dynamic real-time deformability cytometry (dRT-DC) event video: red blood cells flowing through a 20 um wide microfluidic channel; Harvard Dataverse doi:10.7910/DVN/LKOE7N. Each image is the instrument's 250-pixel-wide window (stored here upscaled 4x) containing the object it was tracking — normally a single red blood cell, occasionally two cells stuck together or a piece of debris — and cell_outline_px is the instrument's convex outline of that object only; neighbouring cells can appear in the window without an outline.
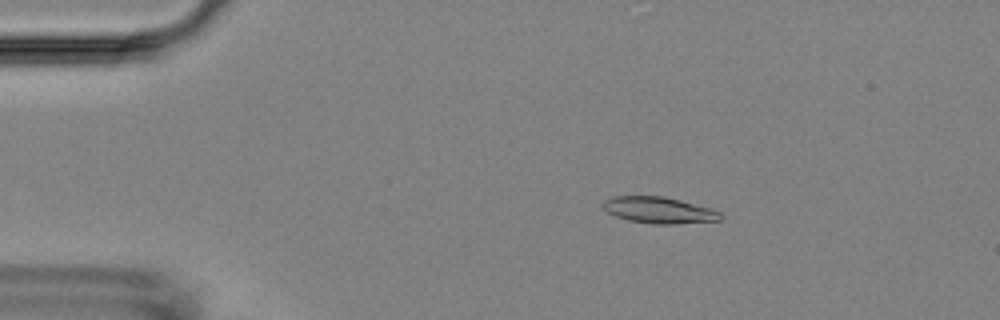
{"species": "Egyptian fruit bat (a non-hibernating species)", "species_latin": "Rousettus aegyptiacus", "temperature_condition": "room temperature", "stored_images_in_passage": 4, "camera_frame_rate_fps": 3000, "um_per_image_px": 0.085, "animal": {"sex": "female"}, "frame": {"image": 1, "passage_image": 3, "time_ms": 3.0, "image_size_px": [1000, 320], "cell_outline_px": [[724, 216], [720, 220], [676, 224], [652, 224], [628, 220], [616, 216], [608, 212], [604, 208], [604, 200], [612, 196], [664, 196], [712, 208], [720, 212]], "centroid_in_image_um": [56.05, 17.86], "position_along_channel_um": 29.0, "area_um2": 18.09}}